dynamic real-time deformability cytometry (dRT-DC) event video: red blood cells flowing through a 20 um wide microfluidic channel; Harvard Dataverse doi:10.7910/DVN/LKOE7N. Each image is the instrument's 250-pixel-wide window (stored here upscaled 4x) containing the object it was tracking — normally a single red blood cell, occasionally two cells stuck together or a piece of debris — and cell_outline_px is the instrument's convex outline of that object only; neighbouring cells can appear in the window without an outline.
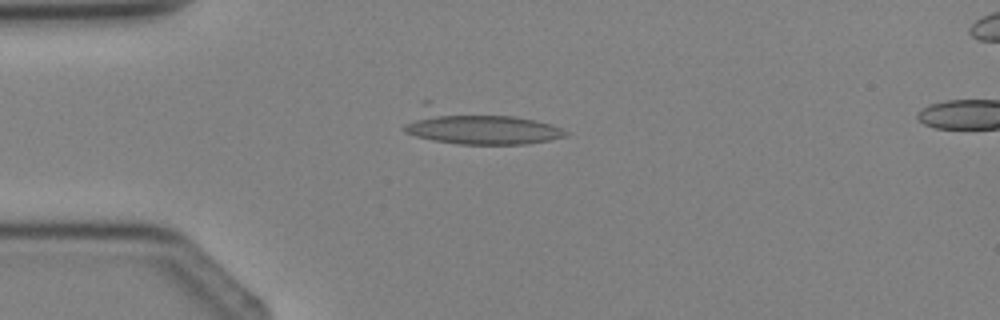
{"species": "Egyptian fruit bat (a non-hibernating species)", "species_latin": "Rousettus aegyptiacus", "temperature_condition": "cold", "stored_images_in_passage": 3, "camera_frame_rate_fps": 3000, "um_per_image_px": 0.085, "animal": {"sex": "female"}, "frame": {"image": 1, "passage_image": 2, "time_ms": 1.333, "image_size_px": [1000, 320], "cell_outline_px": [[568, 136], [528, 144], [456, 144], [432, 140], [416, 136], [404, 132], [400, 128], [424, 100], [428, 100], [512, 116], [532, 120], [548, 124], [560, 128], [568, 132]], "centroid_in_image_um": [40.43, 10.73], "position_along_channel_um": 44.6, "area_um2": 33.52}}